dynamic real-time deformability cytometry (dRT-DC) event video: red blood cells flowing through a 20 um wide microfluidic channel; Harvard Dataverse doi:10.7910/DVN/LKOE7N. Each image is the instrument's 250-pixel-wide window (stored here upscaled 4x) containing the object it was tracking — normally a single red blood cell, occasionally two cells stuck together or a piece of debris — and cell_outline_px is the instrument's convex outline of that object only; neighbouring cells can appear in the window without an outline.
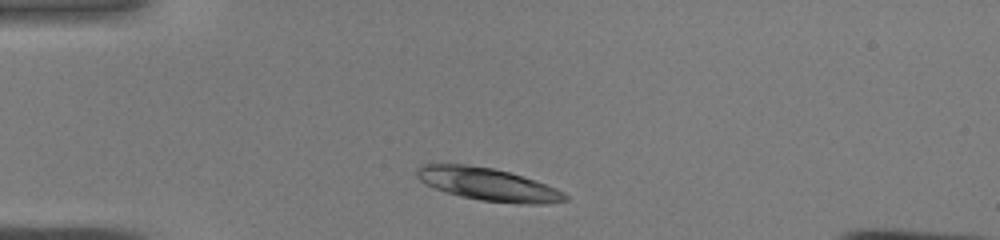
{"species": "common noctule bat (a hibernating species)", "species_latin": "Nyctalus noctula", "temperature_condition": "warm", "stored_images_in_passage": 33, "segment_of_instrument_passage": [1, 2], "camera_frame_rate_fps": 3000, "um_per_image_px": 0.085, "animal": {"sex": "male", "body_mass_g": 19.0, "forearm_length_mm": 50.8}, "frame": {"image": 1, "passage_image": 1, "time_ms": 0.0, "image_size_px": [1000, 240], "cell_outline_px": [[568, 200], [544, 204], [520, 204], [480, 200], [460, 196], [436, 188], [420, 180], [416, 176], [416, 168], [420, 164], [468, 164], [492, 168], [508, 172], [556, 188], [564, 192], [568, 196]], "centroid_in_image_um": [41.47, 15.67], "position_along_channel_um": 43.5, "area_um2": 27.98}}